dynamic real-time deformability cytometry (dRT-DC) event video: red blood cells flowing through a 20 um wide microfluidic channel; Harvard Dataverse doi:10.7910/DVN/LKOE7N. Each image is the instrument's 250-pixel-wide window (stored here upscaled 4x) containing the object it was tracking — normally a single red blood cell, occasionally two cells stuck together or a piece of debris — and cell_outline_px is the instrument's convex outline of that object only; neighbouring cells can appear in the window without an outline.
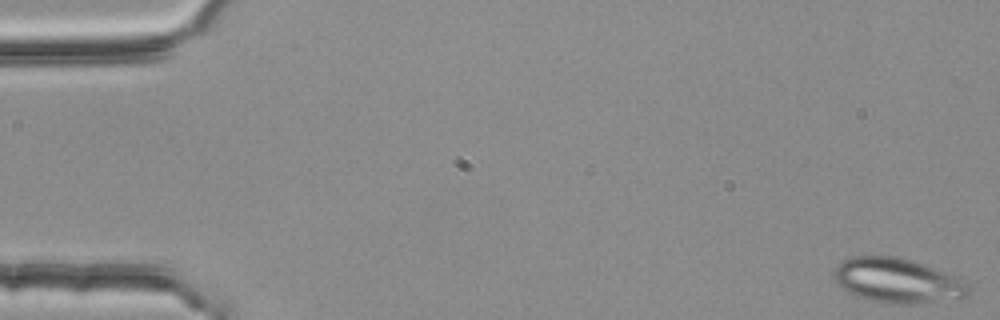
{"species": "common noctule bat (a hibernating species)", "species_latin": "Nyctalus noctula", "temperature_condition": "room temperature", "stored_images_in_passage": 52, "camera_frame_rate_fps": 3000, "um_per_image_px": 0.085, "animal": {"sex": "female", "body_mass_g": 25.1}, "frame": {"image": 1, "passage_image": 1, "time_ms": 0.0, "image_size_px": [1000, 320], "cell_outline_px": [[972, 288], [964, 296], [916, 304], [892, 304], [868, 300], [856, 296], [848, 292], [836, 284], [832, 276], [840, 260], [852, 256], [896, 256], [912, 260], [924, 264], [956, 276], [964, 280]], "centroid_in_image_um": [76.23, 23.84], "position_along_channel_um": 8.8, "area_um2": 35.2}}
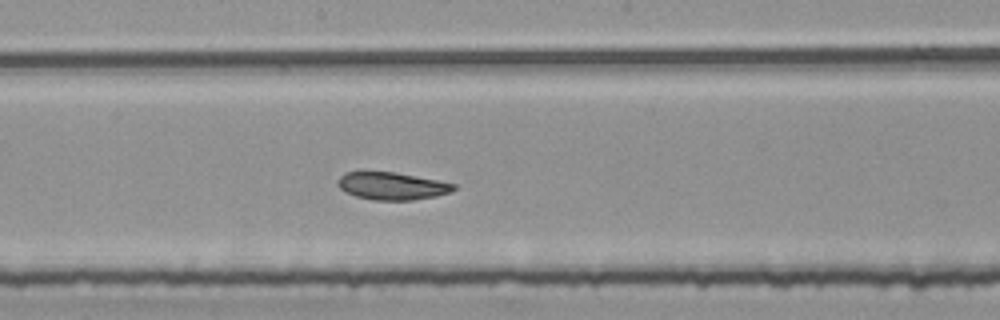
{"frame": {"image": 2, "passage_image": 29, "time_ms": 9.333, "image_size_px": [1000, 320], "cell_outline_px": [[456, 188], [452, 192], [436, 196], [412, 200], [372, 200], [356, 196], [344, 192], [336, 184], [336, 180], [344, 172], [392, 172], [436, 180], [456, 184]], "centroid_in_image_um": [33.28, 15.82], "position_along_channel_um": 214.9, "area_um2": 18.55}}
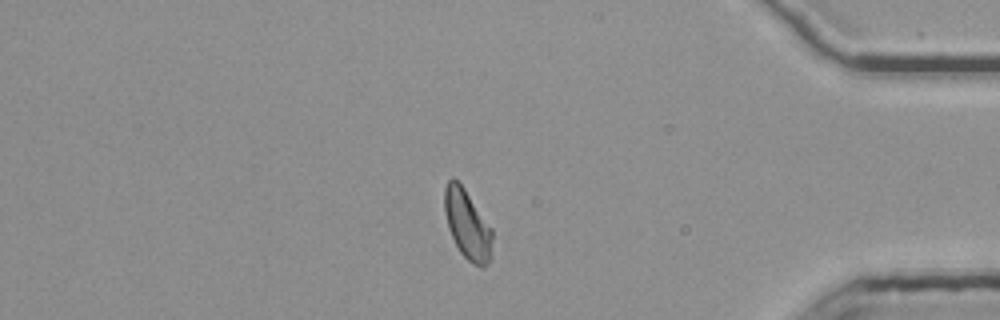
{"frame": {"image": 3, "passage_image": 46, "time_ms": 15.0, "image_size_px": [1000, 320], "cell_outline_px": [[492, 256], [488, 264], [484, 268], [480, 268], [472, 264], [460, 252], [448, 228], [444, 212], [444, 188], [448, 180], [452, 176], [464, 188], [492, 228]], "centroid_in_image_um": [39.73, 19.12], "position_along_channel_um": 395.5, "area_um2": 19.54}, "authors_computed_cell_mechanics": {"area_um2": 19.8832, "velocity_mm_per_s": 3.7932, "shape_relaxation_time_tau1_ms": null, "shape_relaxation_time_tau2_ms": 4.4811, "deformation_change_tau1": null, "deformation_change_tau2": 0.1011}}